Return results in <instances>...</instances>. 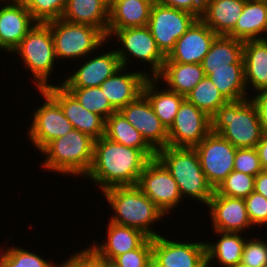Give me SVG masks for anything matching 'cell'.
I'll list each match as a JSON object with an SVG mask.
<instances>
[{
  "label": "cell",
  "instance_id": "6da1fadb",
  "mask_svg": "<svg viewBox=\"0 0 267 267\" xmlns=\"http://www.w3.org/2000/svg\"><path fill=\"white\" fill-rule=\"evenodd\" d=\"M150 159L140 150L102 136L94 141L93 161L85 178L104 191L114 186L137 185Z\"/></svg>",
  "mask_w": 267,
  "mask_h": 267
},
{
  "label": "cell",
  "instance_id": "7a4b0ae2",
  "mask_svg": "<svg viewBox=\"0 0 267 267\" xmlns=\"http://www.w3.org/2000/svg\"><path fill=\"white\" fill-rule=\"evenodd\" d=\"M114 215L112 223L143 232L148 238L161 235L151 228L165 214L145 195L137 185L114 186L102 191Z\"/></svg>",
  "mask_w": 267,
  "mask_h": 267
},
{
  "label": "cell",
  "instance_id": "3957f363",
  "mask_svg": "<svg viewBox=\"0 0 267 267\" xmlns=\"http://www.w3.org/2000/svg\"><path fill=\"white\" fill-rule=\"evenodd\" d=\"M211 131L236 148H255L263 134L255 104L250 98L228 101L211 117Z\"/></svg>",
  "mask_w": 267,
  "mask_h": 267
},
{
  "label": "cell",
  "instance_id": "277c9868",
  "mask_svg": "<svg viewBox=\"0 0 267 267\" xmlns=\"http://www.w3.org/2000/svg\"><path fill=\"white\" fill-rule=\"evenodd\" d=\"M156 157L177 182L182 201L187 197L208 205L214 189L204 175L194 148L167 145L156 152Z\"/></svg>",
  "mask_w": 267,
  "mask_h": 267
},
{
  "label": "cell",
  "instance_id": "5b68a950",
  "mask_svg": "<svg viewBox=\"0 0 267 267\" xmlns=\"http://www.w3.org/2000/svg\"><path fill=\"white\" fill-rule=\"evenodd\" d=\"M94 141L83 132L72 129L40 151L46 156L41 166L50 172L84 178L92 165Z\"/></svg>",
  "mask_w": 267,
  "mask_h": 267
},
{
  "label": "cell",
  "instance_id": "8992f818",
  "mask_svg": "<svg viewBox=\"0 0 267 267\" xmlns=\"http://www.w3.org/2000/svg\"><path fill=\"white\" fill-rule=\"evenodd\" d=\"M13 53L20 54L21 61L32 73L38 90L52 85L49 79L54 71V63L58 60L51 29L46 23H36Z\"/></svg>",
  "mask_w": 267,
  "mask_h": 267
},
{
  "label": "cell",
  "instance_id": "52a82bcc",
  "mask_svg": "<svg viewBox=\"0 0 267 267\" xmlns=\"http://www.w3.org/2000/svg\"><path fill=\"white\" fill-rule=\"evenodd\" d=\"M46 24L51 29L57 60L84 59L108 43L106 36L91 25L70 23L62 18Z\"/></svg>",
  "mask_w": 267,
  "mask_h": 267
},
{
  "label": "cell",
  "instance_id": "ba28073f",
  "mask_svg": "<svg viewBox=\"0 0 267 267\" xmlns=\"http://www.w3.org/2000/svg\"><path fill=\"white\" fill-rule=\"evenodd\" d=\"M113 36V37H112ZM107 40L117 38L119 48L115 49L122 67L128 68L130 57L150 64L151 70L146 71L149 77H156L162 70L166 57L161 53L147 26L107 30ZM151 73L149 74V72ZM152 74V75H151Z\"/></svg>",
  "mask_w": 267,
  "mask_h": 267
},
{
  "label": "cell",
  "instance_id": "9c48e42d",
  "mask_svg": "<svg viewBox=\"0 0 267 267\" xmlns=\"http://www.w3.org/2000/svg\"><path fill=\"white\" fill-rule=\"evenodd\" d=\"M197 19V16L188 11L154 2L147 27L161 53L167 57L176 41Z\"/></svg>",
  "mask_w": 267,
  "mask_h": 267
},
{
  "label": "cell",
  "instance_id": "30bf717a",
  "mask_svg": "<svg viewBox=\"0 0 267 267\" xmlns=\"http://www.w3.org/2000/svg\"><path fill=\"white\" fill-rule=\"evenodd\" d=\"M194 149L207 181L215 190L233 171L237 148L211 131Z\"/></svg>",
  "mask_w": 267,
  "mask_h": 267
},
{
  "label": "cell",
  "instance_id": "8fae6325",
  "mask_svg": "<svg viewBox=\"0 0 267 267\" xmlns=\"http://www.w3.org/2000/svg\"><path fill=\"white\" fill-rule=\"evenodd\" d=\"M137 186L167 216L182 202L177 182L157 158L148 161L140 174Z\"/></svg>",
  "mask_w": 267,
  "mask_h": 267
},
{
  "label": "cell",
  "instance_id": "7c38bea8",
  "mask_svg": "<svg viewBox=\"0 0 267 267\" xmlns=\"http://www.w3.org/2000/svg\"><path fill=\"white\" fill-rule=\"evenodd\" d=\"M44 104L38 106L33 113V122L28 127V138L37 151H41L48 143L66 135L73 127L64 116L60 105L44 90L39 89Z\"/></svg>",
  "mask_w": 267,
  "mask_h": 267
},
{
  "label": "cell",
  "instance_id": "4fadbf2b",
  "mask_svg": "<svg viewBox=\"0 0 267 267\" xmlns=\"http://www.w3.org/2000/svg\"><path fill=\"white\" fill-rule=\"evenodd\" d=\"M167 132L168 146L194 148L211 132V117L185 99Z\"/></svg>",
  "mask_w": 267,
  "mask_h": 267
},
{
  "label": "cell",
  "instance_id": "5bb4252c",
  "mask_svg": "<svg viewBox=\"0 0 267 267\" xmlns=\"http://www.w3.org/2000/svg\"><path fill=\"white\" fill-rule=\"evenodd\" d=\"M167 236L152 238V260L161 267H204L207 264L206 244L173 241Z\"/></svg>",
  "mask_w": 267,
  "mask_h": 267
},
{
  "label": "cell",
  "instance_id": "9a60e30c",
  "mask_svg": "<svg viewBox=\"0 0 267 267\" xmlns=\"http://www.w3.org/2000/svg\"><path fill=\"white\" fill-rule=\"evenodd\" d=\"M119 112L156 152L167 146V129L156 116L152 105L143 93L121 108Z\"/></svg>",
  "mask_w": 267,
  "mask_h": 267
},
{
  "label": "cell",
  "instance_id": "2e32d148",
  "mask_svg": "<svg viewBox=\"0 0 267 267\" xmlns=\"http://www.w3.org/2000/svg\"><path fill=\"white\" fill-rule=\"evenodd\" d=\"M44 90L60 105L73 129L83 132L94 140L105 136L106 120L84 108L65 87L52 84Z\"/></svg>",
  "mask_w": 267,
  "mask_h": 267
},
{
  "label": "cell",
  "instance_id": "e0dca14e",
  "mask_svg": "<svg viewBox=\"0 0 267 267\" xmlns=\"http://www.w3.org/2000/svg\"><path fill=\"white\" fill-rule=\"evenodd\" d=\"M218 35L198 18L176 41L164 62L201 64Z\"/></svg>",
  "mask_w": 267,
  "mask_h": 267
},
{
  "label": "cell",
  "instance_id": "ac0fdd59",
  "mask_svg": "<svg viewBox=\"0 0 267 267\" xmlns=\"http://www.w3.org/2000/svg\"><path fill=\"white\" fill-rule=\"evenodd\" d=\"M92 57L89 58L88 55L86 61L71 76L59 82V85L65 88L99 87L122 67L116 50L110 49L107 53L102 52Z\"/></svg>",
  "mask_w": 267,
  "mask_h": 267
},
{
  "label": "cell",
  "instance_id": "d6986e66",
  "mask_svg": "<svg viewBox=\"0 0 267 267\" xmlns=\"http://www.w3.org/2000/svg\"><path fill=\"white\" fill-rule=\"evenodd\" d=\"M207 207L213 231L242 233L252 226L242 198L223 196L214 191Z\"/></svg>",
  "mask_w": 267,
  "mask_h": 267
},
{
  "label": "cell",
  "instance_id": "ffe728a7",
  "mask_svg": "<svg viewBox=\"0 0 267 267\" xmlns=\"http://www.w3.org/2000/svg\"><path fill=\"white\" fill-rule=\"evenodd\" d=\"M0 4V50L13 52L37 23L18 0Z\"/></svg>",
  "mask_w": 267,
  "mask_h": 267
},
{
  "label": "cell",
  "instance_id": "44dd1931",
  "mask_svg": "<svg viewBox=\"0 0 267 267\" xmlns=\"http://www.w3.org/2000/svg\"><path fill=\"white\" fill-rule=\"evenodd\" d=\"M124 70L127 71L128 68L121 67L100 85L104 95L117 111L143 93L144 84L149 78L144 70L129 73Z\"/></svg>",
  "mask_w": 267,
  "mask_h": 267
},
{
  "label": "cell",
  "instance_id": "7402d4cb",
  "mask_svg": "<svg viewBox=\"0 0 267 267\" xmlns=\"http://www.w3.org/2000/svg\"><path fill=\"white\" fill-rule=\"evenodd\" d=\"M107 225V239L101 244L94 243L91 248L110 262L117 256L138 248L148 237L141 231L121 226L111 221Z\"/></svg>",
  "mask_w": 267,
  "mask_h": 267
},
{
  "label": "cell",
  "instance_id": "603a6c76",
  "mask_svg": "<svg viewBox=\"0 0 267 267\" xmlns=\"http://www.w3.org/2000/svg\"><path fill=\"white\" fill-rule=\"evenodd\" d=\"M155 0H113L107 30L147 26Z\"/></svg>",
  "mask_w": 267,
  "mask_h": 267
},
{
  "label": "cell",
  "instance_id": "cb8c5ba5",
  "mask_svg": "<svg viewBox=\"0 0 267 267\" xmlns=\"http://www.w3.org/2000/svg\"><path fill=\"white\" fill-rule=\"evenodd\" d=\"M243 62L246 88L252 87L254 93L267 91V40L245 41Z\"/></svg>",
  "mask_w": 267,
  "mask_h": 267
},
{
  "label": "cell",
  "instance_id": "d4e9b609",
  "mask_svg": "<svg viewBox=\"0 0 267 267\" xmlns=\"http://www.w3.org/2000/svg\"><path fill=\"white\" fill-rule=\"evenodd\" d=\"M62 19L94 26L107 37L109 3L106 0H67Z\"/></svg>",
  "mask_w": 267,
  "mask_h": 267
},
{
  "label": "cell",
  "instance_id": "484cf974",
  "mask_svg": "<svg viewBox=\"0 0 267 267\" xmlns=\"http://www.w3.org/2000/svg\"><path fill=\"white\" fill-rule=\"evenodd\" d=\"M246 0H210L201 20L217 35H228L236 26Z\"/></svg>",
  "mask_w": 267,
  "mask_h": 267
},
{
  "label": "cell",
  "instance_id": "4316f807",
  "mask_svg": "<svg viewBox=\"0 0 267 267\" xmlns=\"http://www.w3.org/2000/svg\"><path fill=\"white\" fill-rule=\"evenodd\" d=\"M205 76L202 64L164 62L155 78L163 81L167 89L186 96Z\"/></svg>",
  "mask_w": 267,
  "mask_h": 267
},
{
  "label": "cell",
  "instance_id": "83f0119b",
  "mask_svg": "<svg viewBox=\"0 0 267 267\" xmlns=\"http://www.w3.org/2000/svg\"><path fill=\"white\" fill-rule=\"evenodd\" d=\"M266 18V0H246L235 28L227 36L243 42L263 39Z\"/></svg>",
  "mask_w": 267,
  "mask_h": 267
},
{
  "label": "cell",
  "instance_id": "f1b7e54d",
  "mask_svg": "<svg viewBox=\"0 0 267 267\" xmlns=\"http://www.w3.org/2000/svg\"><path fill=\"white\" fill-rule=\"evenodd\" d=\"M214 233L221 238L216 240L217 242L205 241L207 264L210 265L216 260L221 267L240 264L244 245L248 238L246 236L241 237L240 234L242 233L239 232L214 231Z\"/></svg>",
  "mask_w": 267,
  "mask_h": 267
},
{
  "label": "cell",
  "instance_id": "f546056e",
  "mask_svg": "<svg viewBox=\"0 0 267 267\" xmlns=\"http://www.w3.org/2000/svg\"><path fill=\"white\" fill-rule=\"evenodd\" d=\"M158 83L155 77H149L144 84L143 94L152 105L156 116L166 129H168L173 123L180 105L185 100V96L166 89V87L162 89L159 86L157 88Z\"/></svg>",
  "mask_w": 267,
  "mask_h": 267
},
{
  "label": "cell",
  "instance_id": "4dcf8cb0",
  "mask_svg": "<svg viewBox=\"0 0 267 267\" xmlns=\"http://www.w3.org/2000/svg\"><path fill=\"white\" fill-rule=\"evenodd\" d=\"M203 70L227 101H239L250 97L244 80V64H231V68Z\"/></svg>",
  "mask_w": 267,
  "mask_h": 267
},
{
  "label": "cell",
  "instance_id": "1f68e13d",
  "mask_svg": "<svg viewBox=\"0 0 267 267\" xmlns=\"http://www.w3.org/2000/svg\"><path fill=\"white\" fill-rule=\"evenodd\" d=\"M105 137L127 147L140 149L149 159L156 157V151L119 111L106 119Z\"/></svg>",
  "mask_w": 267,
  "mask_h": 267
},
{
  "label": "cell",
  "instance_id": "d6a6232c",
  "mask_svg": "<svg viewBox=\"0 0 267 267\" xmlns=\"http://www.w3.org/2000/svg\"><path fill=\"white\" fill-rule=\"evenodd\" d=\"M243 41L218 35L202 61L203 69L231 68V64H244Z\"/></svg>",
  "mask_w": 267,
  "mask_h": 267
},
{
  "label": "cell",
  "instance_id": "836d02e7",
  "mask_svg": "<svg viewBox=\"0 0 267 267\" xmlns=\"http://www.w3.org/2000/svg\"><path fill=\"white\" fill-rule=\"evenodd\" d=\"M185 99L209 117H212L221 106L228 102L207 76L185 96Z\"/></svg>",
  "mask_w": 267,
  "mask_h": 267
},
{
  "label": "cell",
  "instance_id": "e575fe53",
  "mask_svg": "<svg viewBox=\"0 0 267 267\" xmlns=\"http://www.w3.org/2000/svg\"><path fill=\"white\" fill-rule=\"evenodd\" d=\"M88 111L98 114L105 120L117 110L99 87L66 88Z\"/></svg>",
  "mask_w": 267,
  "mask_h": 267
},
{
  "label": "cell",
  "instance_id": "d590c367",
  "mask_svg": "<svg viewBox=\"0 0 267 267\" xmlns=\"http://www.w3.org/2000/svg\"><path fill=\"white\" fill-rule=\"evenodd\" d=\"M37 23H47L62 18L67 0H18Z\"/></svg>",
  "mask_w": 267,
  "mask_h": 267
},
{
  "label": "cell",
  "instance_id": "8d00e7d4",
  "mask_svg": "<svg viewBox=\"0 0 267 267\" xmlns=\"http://www.w3.org/2000/svg\"><path fill=\"white\" fill-rule=\"evenodd\" d=\"M255 176L233 170L214 190L217 194L245 199L254 191Z\"/></svg>",
  "mask_w": 267,
  "mask_h": 267
},
{
  "label": "cell",
  "instance_id": "74e56055",
  "mask_svg": "<svg viewBox=\"0 0 267 267\" xmlns=\"http://www.w3.org/2000/svg\"><path fill=\"white\" fill-rule=\"evenodd\" d=\"M4 267H53L54 262H48L42 256L21 247H8L2 251Z\"/></svg>",
  "mask_w": 267,
  "mask_h": 267
},
{
  "label": "cell",
  "instance_id": "f35d334b",
  "mask_svg": "<svg viewBox=\"0 0 267 267\" xmlns=\"http://www.w3.org/2000/svg\"><path fill=\"white\" fill-rule=\"evenodd\" d=\"M152 260V238H147L138 248L115 257L111 262L117 267H148Z\"/></svg>",
  "mask_w": 267,
  "mask_h": 267
},
{
  "label": "cell",
  "instance_id": "ab89813d",
  "mask_svg": "<svg viewBox=\"0 0 267 267\" xmlns=\"http://www.w3.org/2000/svg\"><path fill=\"white\" fill-rule=\"evenodd\" d=\"M241 264L246 267H267V241L248 237L242 252Z\"/></svg>",
  "mask_w": 267,
  "mask_h": 267
},
{
  "label": "cell",
  "instance_id": "60d3db41",
  "mask_svg": "<svg viewBox=\"0 0 267 267\" xmlns=\"http://www.w3.org/2000/svg\"><path fill=\"white\" fill-rule=\"evenodd\" d=\"M233 170L255 177L262 172L256 148H237Z\"/></svg>",
  "mask_w": 267,
  "mask_h": 267
},
{
  "label": "cell",
  "instance_id": "b9f144b4",
  "mask_svg": "<svg viewBox=\"0 0 267 267\" xmlns=\"http://www.w3.org/2000/svg\"><path fill=\"white\" fill-rule=\"evenodd\" d=\"M244 200L252 227L267 225V199L253 191Z\"/></svg>",
  "mask_w": 267,
  "mask_h": 267
},
{
  "label": "cell",
  "instance_id": "7bdbcfd3",
  "mask_svg": "<svg viewBox=\"0 0 267 267\" xmlns=\"http://www.w3.org/2000/svg\"><path fill=\"white\" fill-rule=\"evenodd\" d=\"M70 256L81 267H110V261L100 257L90 246Z\"/></svg>",
  "mask_w": 267,
  "mask_h": 267
},
{
  "label": "cell",
  "instance_id": "ee69618b",
  "mask_svg": "<svg viewBox=\"0 0 267 267\" xmlns=\"http://www.w3.org/2000/svg\"><path fill=\"white\" fill-rule=\"evenodd\" d=\"M157 4L188 11L201 18L205 2L204 0H155Z\"/></svg>",
  "mask_w": 267,
  "mask_h": 267
},
{
  "label": "cell",
  "instance_id": "f6af8a7d",
  "mask_svg": "<svg viewBox=\"0 0 267 267\" xmlns=\"http://www.w3.org/2000/svg\"><path fill=\"white\" fill-rule=\"evenodd\" d=\"M249 98L256 106L263 134L267 135V91L256 92Z\"/></svg>",
  "mask_w": 267,
  "mask_h": 267
},
{
  "label": "cell",
  "instance_id": "bcb514c9",
  "mask_svg": "<svg viewBox=\"0 0 267 267\" xmlns=\"http://www.w3.org/2000/svg\"><path fill=\"white\" fill-rule=\"evenodd\" d=\"M254 191L267 199V175L260 172L254 179Z\"/></svg>",
  "mask_w": 267,
  "mask_h": 267
},
{
  "label": "cell",
  "instance_id": "7dc6e473",
  "mask_svg": "<svg viewBox=\"0 0 267 267\" xmlns=\"http://www.w3.org/2000/svg\"><path fill=\"white\" fill-rule=\"evenodd\" d=\"M255 148L258 152L260 163L263 168L267 165V135L262 136Z\"/></svg>",
  "mask_w": 267,
  "mask_h": 267
},
{
  "label": "cell",
  "instance_id": "c3c4849f",
  "mask_svg": "<svg viewBox=\"0 0 267 267\" xmlns=\"http://www.w3.org/2000/svg\"><path fill=\"white\" fill-rule=\"evenodd\" d=\"M53 267H81L71 256L60 264H54Z\"/></svg>",
  "mask_w": 267,
  "mask_h": 267
},
{
  "label": "cell",
  "instance_id": "681fc988",
  "mask_svg": "<svg viewBox=\"0 0 267 267\" xmlns=\"http://www.w3.org/2000/svg\"><path fill=\"white\" fill-rule=\"evenodd\" d=\"M264 36H263V40H267V18H266V26H265V31H264Z\"/></svg>",
  "mask_w": 267,
  "mask_h": 267
},
{
  "label": "cell",
  "instance_id": "f907efd6",
  "mask_svg": "<svg viewBox=\"0 0 267 267\" xmlns=\"http://www.w3.org/2000/svg\"><path fill=\"white\" fill-rule=\"evenodd\" d=\"M148 267H161V266L157 265L153 260H151Z\"/></svg>",
  "mask_w": 267,
  "mask_h": 267
},
{
  "label": "cell",
  "instance_id": "816d5d0a",
  "mask_svg": "<svg viewBox=\"0 0 267 267\" xmlns=\"http://www.w3.org/2000/svg\"><path fill=\"white\" fill-rule=\"evenodd\" d=\"M0 267H4L3 266V258H2V250H1V253H0Z\"/></svg>",
  "mask_w": 267,
  "mask_h": 267
},
{
  "label": "cell",
  "instance_id": "f5cc1de1",
  "mask_svg": "<svg viewBox=\"0 0 267 267\" xmlns=\"http://www.w3.org/2000/svg\"><path fill=\"white\" fill-rule=\"evenodd\" d=\"M262 172L267 175V165L262 168Z\"/></svg>",
  "mask_w": 267,
  "mask_h": 267
},
{
  "label": "cell",
  "instance_id": "db71d44e",
  "mask_svg": "<svg viewBox=\"0 0 267 267\" xmlns=\"http://www.w3.org/2000/svg\"><path fill=\"white\" fill-rule=\"evenodd\" d=\"M231 267H246V266H244V265H242V264L240 263V264H236V265L231 266Z\"/></svg>",
  "mask_w": 267,
  "mask_h": 267
},
{
  "label": "cell",
  "instance_id": "11a10c76",
  "mask_svg": "<svg viewBox=\"0 0 267 267\" xmlns=\"http://www.w3.org/2000/svg\"><path fill=\"white\" fill-rule=\"evenodd\" d=\"M5 1H7V2H11V1H14V0H0V2L2 3V2H5Z\"/></svg>",
  "mask_w": 267,
  "mask_h": 267
},
{
  "label": "cell",
  "instance_id": "9f6ffc18",
  "mask_svg": "<svg viewBox=\"0 0 267 267\" xmlns=\"http://www.w3.org/2000/svg\"><path fill=\"white\" fill-rule=\"evenodd\" d=\"M110 267H117L112 262H110Z\"/></svg>",
  "mask_w": 267,
  "mask_h": 267
},
{
  "label": "cell",
  "instance_id": "6f0895ef",
  "mask_svg": "<svg viewBox=\"0 0 267 267\" xmlns=\"http://www.w3.org/2000/svg\"><path fill=\"white\" fill-rule=\"evenodd\" d=\"M109 4L113 1V0H106Z\"/></svg>",
  "mask_w": 267,
  "mask_h": 267
}]
</instances>
